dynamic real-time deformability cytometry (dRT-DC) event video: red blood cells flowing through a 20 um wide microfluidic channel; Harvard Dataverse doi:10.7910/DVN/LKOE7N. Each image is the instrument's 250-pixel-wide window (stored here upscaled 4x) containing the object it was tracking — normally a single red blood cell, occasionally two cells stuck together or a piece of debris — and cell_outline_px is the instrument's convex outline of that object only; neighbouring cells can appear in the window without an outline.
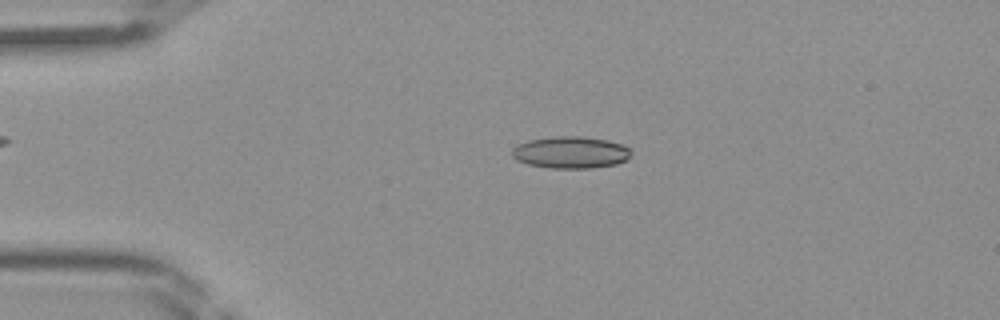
{"species": "Egyptian fruit bat (a non-hibernating species)", "species_latin": "Rousettus aegyptiacus", "temperature_condition": "room temperature", "stored_images_in_passage": 43, "camera_frame_rate_fps": 3000, "um_per_image_px": 0.085, "frame": {"image": 1, "passage_image": 9, "time_ms": 2.667, "image_size_px": [1000, 320], "cell_outline_px": [[628, 160], [616, 164], [592, 168], [548, 168], [528, 164], [516, 160], [512, 156], [512, 148], [516, 144], [528, 140], [556, 136], [580, 136], [608, 140], [624, 144], [628, 148]], "centroid_in_image_um": [48.47, 12.95], "position_along_channel_um": 36.5, "area_um2": 22.25}}
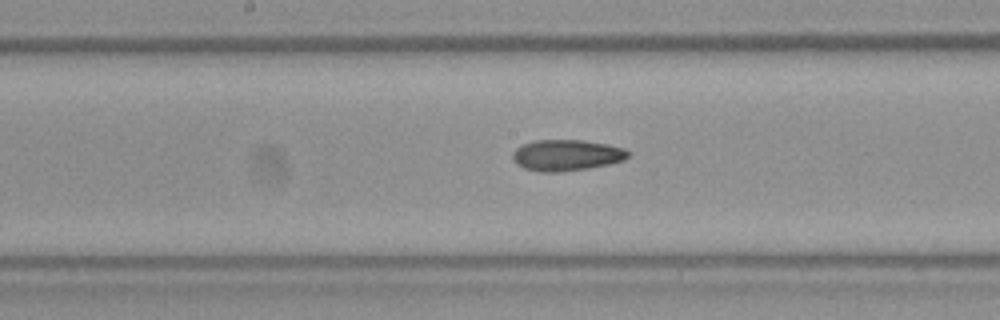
{"frame": {"image": 2, "passage_image": 22, "time_ms": 7.0, "image_size_px": [1000, 320], "cell_outline_px": [[632, 152], [624, 160], [608, 164], [588, 168], [560, 172], [540, 172], [524, 168], [516, 164], [512, 160], [512, 152], [520, 144], [532, 140], [580, 140], [608, 144], [624, 148]], "centroid_in_image_um": [48.12, 13.18], "position_along_channel_um": 200.1, "area_um2": 21.21}}
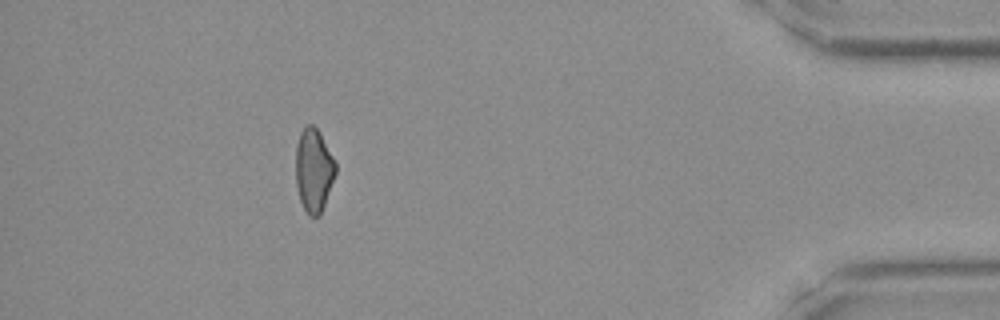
{"frame": {"image": 3, "passage_image": 39, "time_ms": 12.667, "image_size_px": [1000, 320], "cell_outline_px": [[336, 172], [320, 216], [308, 216], [300, 200], [296, 184], [296, 144], [300, 132], [308, 124], [312, 124], [320, 132], [336, 164]], "centroid_in_image_um": [26.65, 14.46], "position_along_channel_um": 408.5, "area_um2": 19.25}}